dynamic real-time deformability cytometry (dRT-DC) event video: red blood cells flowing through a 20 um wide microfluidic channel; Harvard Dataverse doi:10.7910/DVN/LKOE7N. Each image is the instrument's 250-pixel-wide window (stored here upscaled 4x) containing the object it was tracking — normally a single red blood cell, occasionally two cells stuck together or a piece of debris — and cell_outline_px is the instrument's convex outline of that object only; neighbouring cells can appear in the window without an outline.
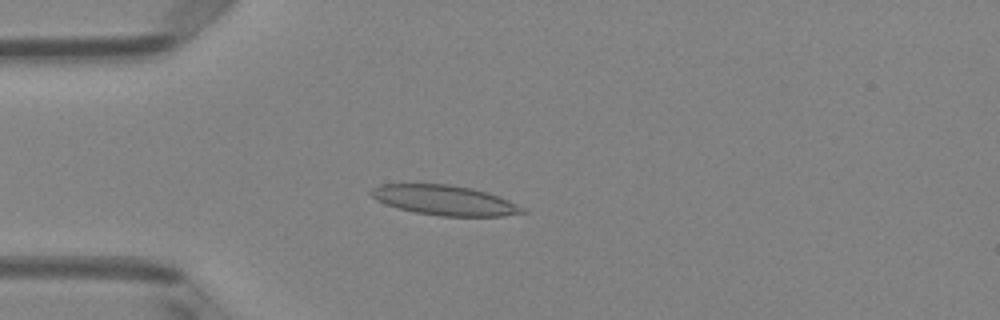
{"species": "Egyptian fruit bat (a non-hibernating species)", "species_latin": "Rousettus aegyptiacus", "temperature_condition": "room temperature", "stored_images_in_passage": 46, "camera_frame_rate_fps": 3000, "um_per_image_px": 0.085, "animal": {"sex": "female"}, "frame": {"image": 1, "passage_image": 9, "time_ms": 2.667, "image_size_px": [1000, 320], "cell_outline_px": [[528, 212], [504, 216], [440, 216], [416, 212], [396, 208], [384, 204], [376, 200], [368, 192], [372, 188], [380, 184], [452, 184], [472, 188], [508, 200], [524, 208]], "centroid_in_image_um": [37.74, 17.02], "position_along_channel_um": 47.3, "area_um2": 26.36}}
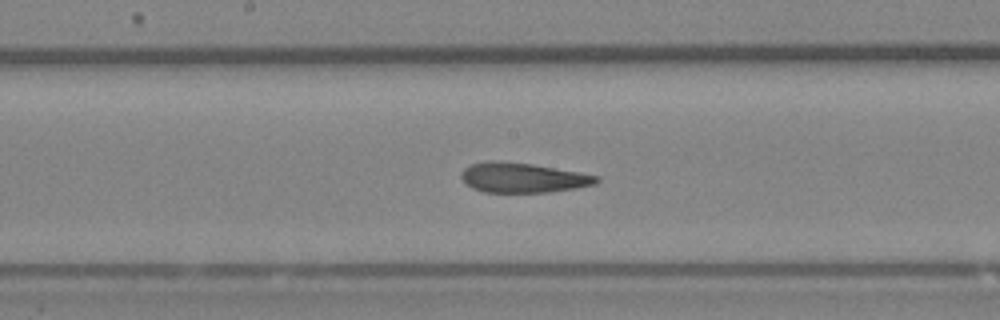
{"frame": {"image": 2, "passage_image": 22, "time_ms": 7.0, "image_size_px": [1000, 320], "cell_outline_px": [[600, 180], [596, 184], [576, 188], [548, 192], [484, 192], [472, 188], [460, 176], [464, 168], [472, 164], [488, 160], [496, 160], [532, 164], [580, 172], [600, 176]], "centroid_in_image_um": [44.47, 15.1], "position_along_channel_um": 203.7, "area_um2": 23.52}}
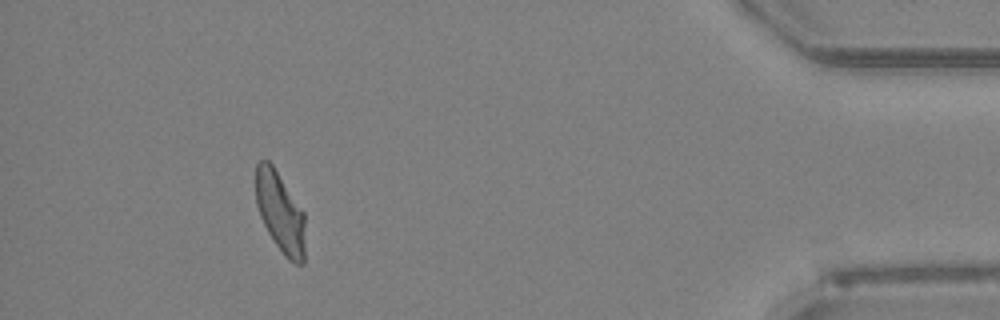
{"frame": {"image": 3, "passage_image": 42, "time_ms": 13.667, "image_size_px": [1000, 320], "cell_outline_px": [[304, 264], [296, 264], [288, 260], [284, 256], [268, 232], [260, 216], [256, 204], [256, 164], [260, 160], [268, 160], [272, 164], [304, 212]], "centroid_in_image_um": [23.81, 18.05], "position_along_channel_um": 411.4, "area_um2": 23.0}, "authors_computed_cell_mechanics": {"area_um2": 24.4205, "velocity_mm_per_s": 3.9907, "shape_relaxation_time_tau1_ms": null, "shape_relaxation_time_tau2_ms": 2.2225, "deformation_change_tau1": null, "deformation_change_tau2": 0.0992}}